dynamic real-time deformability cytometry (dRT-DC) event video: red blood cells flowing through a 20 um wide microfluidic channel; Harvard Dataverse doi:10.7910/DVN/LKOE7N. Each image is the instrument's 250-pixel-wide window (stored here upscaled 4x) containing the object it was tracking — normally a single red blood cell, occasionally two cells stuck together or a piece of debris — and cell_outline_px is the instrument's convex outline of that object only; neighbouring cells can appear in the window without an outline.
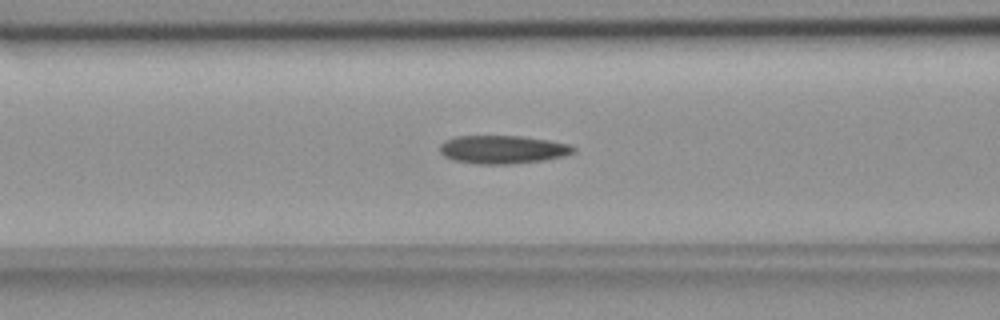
{"species": "common noctule bat (a hibernating species)", "species_latin": "Nyctalus noctula", "temperature_condition": "room temperature", "stored_images_in_passage": 36, "camera_frame_rate_fps": 3000, "um_per_image_px": 0.085, "animal": {"sex": "female", "body_mass_g": 18.4}, "frame": {"image": 1, "passage_image": 10, "time_ms": 3.0, "image_size_px": [1000, 320], "cell_outline_px": [[576, 152], [564, 156], [544, 160], [508, 164], [476, 164], [452, 160], [444, 156], [440, 152], [440, 144], [444, 140], [456, 136], [520, 136], [548, 140], [568, 144], [576, 148]], "centroid_in_image_um": [42.71, 12.71], "position_along_channel_um": 123.9, "area_um2": 22.08}}
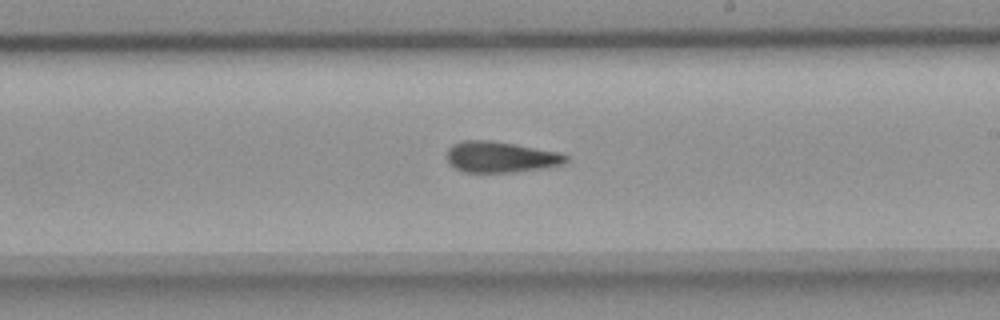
{"frame": {"image": 2, "passage_image": 20, "time_ms": 6.333, "image_size_px": [1000, 320], "cell_outline_px": [[568, 160], [560, 164], [540, 168], [516, 172], [464, 172], [456, 168], [448, 160], [448, 148], [452, 144], [460, 140], [492, 140], [560, 152], [568, 156]], "centroid_in_image_um": [42.53, 13.33], "position_along_channel_um": 246.5, "area_um2": 21.33}}
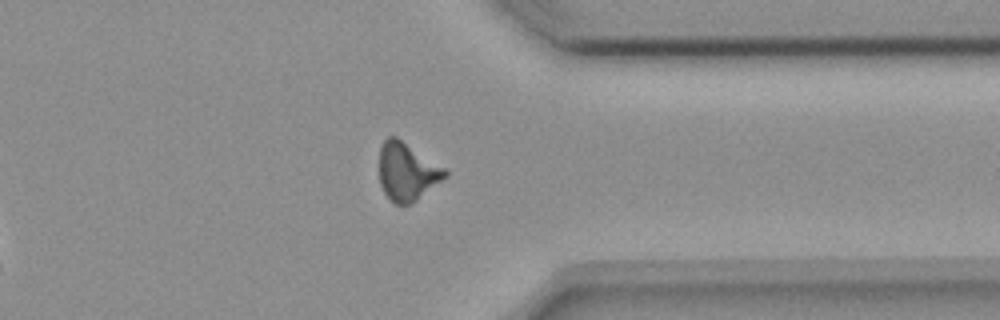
{"frame": {"image": 3, "passage_image": 31, "time_ms": 10.0, "image_size_px": [1000, 320], "cell_outline_px": [[448, 176], [416, 200], [408, 204], [396, 204], [384, 192], [380, 184], [380, 148], [384, 140], [388, 136], [396, 136], [444, 168], [448, 172]], "centroid_in_image_um": [34.59, 14.58], "position_along_channel_um": 376.8, "area_um2": 21.79}, "authors_computed_cell_mechanics": {"area_um2": 21.7906, "velocity_mm_per_s": 3.6891, "shape_relaxation_time_tau1_ms": null, "shape_relaxation_time_tau2_ms": 3.398, "deformation_change_tau1": null, "deformation_change_tau2": 0.1237}}